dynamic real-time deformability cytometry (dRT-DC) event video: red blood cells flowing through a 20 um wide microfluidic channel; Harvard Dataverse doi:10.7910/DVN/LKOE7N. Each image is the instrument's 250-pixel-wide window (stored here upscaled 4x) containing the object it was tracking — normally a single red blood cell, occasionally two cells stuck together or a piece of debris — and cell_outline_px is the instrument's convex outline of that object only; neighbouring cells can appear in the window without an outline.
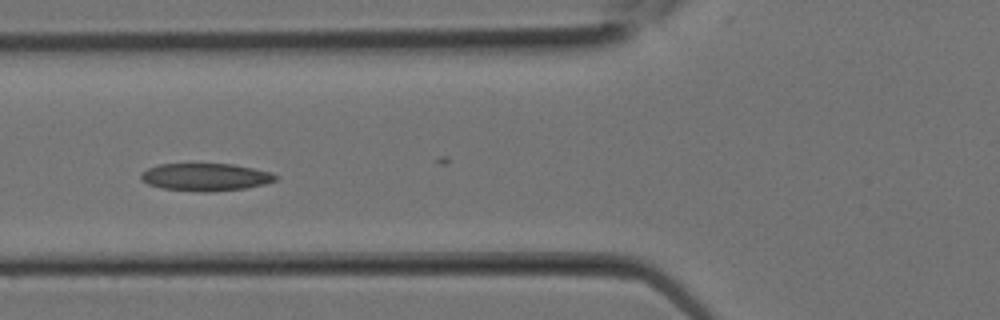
{"species": "Egyptian fruit bat (a non-hibernating species)", "species_latin": "Rousettus aegyptiacus", "temperature_condition": "room temperature", "stored_images_in_passage": 14, "camera_frame_rate_fps": 3000, "um_per_image_px": 0.085, "animal": {"sex": "female"}, "frame": {"image": 1, "passage_image": 9, "time_ms": 2.667, "image_size_px": [1000, 320], "cell_outline_px": [[280, 176], [276, 180], [264, 184], [244, 188], [212, 192], [204, 192], [164, 188], [148, 184], [140, 176], [148, 168], [160, 164], [232, 164], [272, 172]], "centroid_in_image_um": [17.53, 15.05], "position_along_channel_um": 108.3, "area_um2": 21.39}}
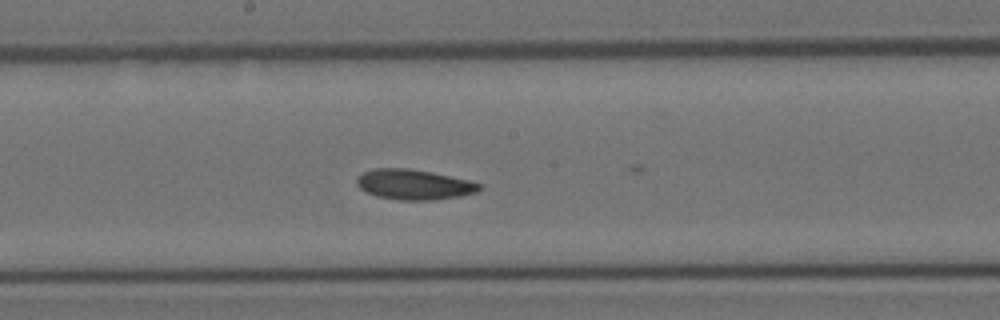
{"frame": {"image": 2, "passage_image": 13, "time_ms": 4.0, "image_size_px": [1000, 320], "cell_outline_px": [[484, 184], [476, 192], [460, 196], [432, 200], [400, 200], [376, 196], [360, 188], [356, 184], [356, 180], [364, 172], [372, 168], [408, 168], [432, 172], [468, 180]], "centroid_in_image_um": [35.19, 15.68], "position_along_channel_um": 213.0, "area_um2": 21.5}}